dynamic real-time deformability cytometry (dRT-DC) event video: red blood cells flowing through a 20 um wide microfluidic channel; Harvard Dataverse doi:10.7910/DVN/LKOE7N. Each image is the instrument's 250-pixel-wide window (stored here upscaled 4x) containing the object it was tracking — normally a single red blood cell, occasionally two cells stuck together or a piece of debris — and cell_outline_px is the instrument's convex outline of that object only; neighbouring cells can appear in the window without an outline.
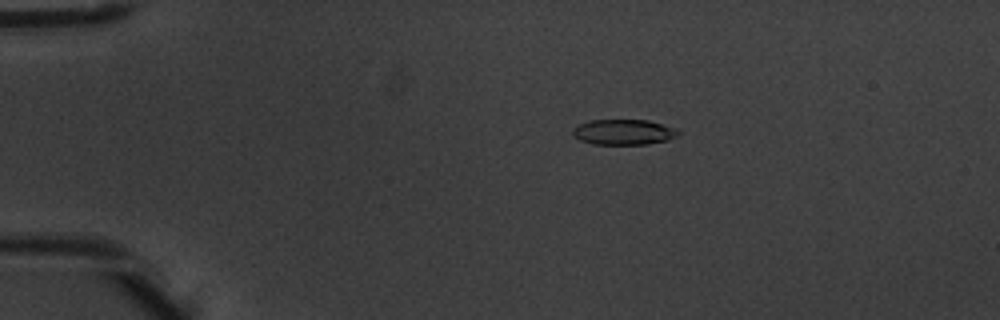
{"species": "common noctule bat (a hibernating species)", "species_latin": "Nyctalus noctula", "temperature_condition": "warm", "stored_images_in_passage": 6, "camera_frame_rate_fps": 3000, "um_per_image_px": 0.085, "animal": {"sex": "male", "body_mass_g": 20.1, "forearm_length_mm": 53.5}, "frame": {"image": 1, "passage_image": 3, "time_ms": 0.667, "image_size_px": [1000, 320], "cell_outline_px": [[680, 132], [676, 136], [664, 140], [648, 144], [592, 144], [580, 140], [572, 132], [572, 128], [580, 124], [592, 120], [648, 120], [676, 128]], "centroid_in_image_um": [53.0, 11.22], "position_along_channel_um": 32.0, "area_um2": 15.43}}
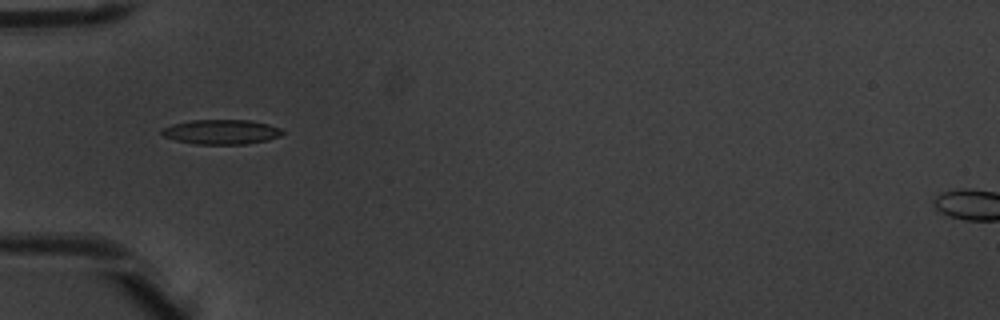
{"frame": {"image": 2, "passage_image": 5, "time_ms": 1.333, "image_size_px": [1000, 320], "cell_outline_px": [[284, 132], [280, 136], [268, 140], [248, 144], [196, 144], [176, 140], [164, 136], [160, 132], [160, 128], [172, 124], [192, 120], [248, 120], [268, 124], [280, 128]], "centroid_in_image_um": [18.8, 11.21], "position_along_channel_um": 66.2, "area_um2": 17.4}}